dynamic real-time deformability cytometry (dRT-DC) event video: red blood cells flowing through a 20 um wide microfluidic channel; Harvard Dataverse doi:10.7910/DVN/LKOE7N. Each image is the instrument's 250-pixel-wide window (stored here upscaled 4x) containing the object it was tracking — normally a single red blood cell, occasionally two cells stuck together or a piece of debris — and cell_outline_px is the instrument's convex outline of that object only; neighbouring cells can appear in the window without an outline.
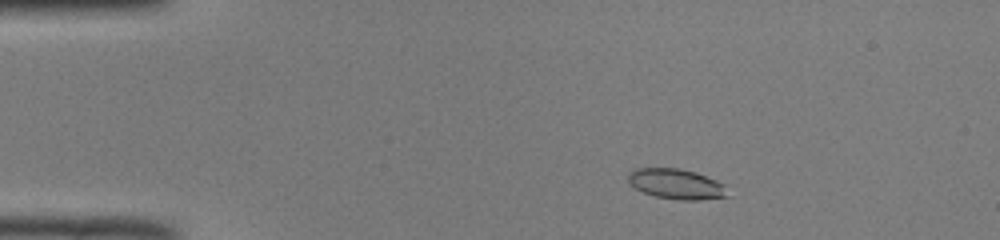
{"species": "common noctule bat (a hibernating species)", "species_latin": "Nyctalus noctula", "temperature_condition": "room temperature", "stored_images_in_passage": 43, "camera_frame_rate_fps": 3000, "um_per_image_px": 0.085, "animal": {"sex": "male", "body_mass_g": 19.0, "forearm_length_mm": 50.8}, "frame": {"image": 1, "passage_image": 1, "time_ms": 0.0, "image_size_px": [1000, 240], "cell_outline_px": [[728, 196], [696, 200], [680, 200], [656, 196], [644, 192], [636, 188], [628, 180], [628, 176], [636, 168], [676, 168], [696, 172], [724, 184]], "centroid_in_image_um": [57.5, 15.64], "position_along_channel_um": 27.5, "area_um2": 17.11}}
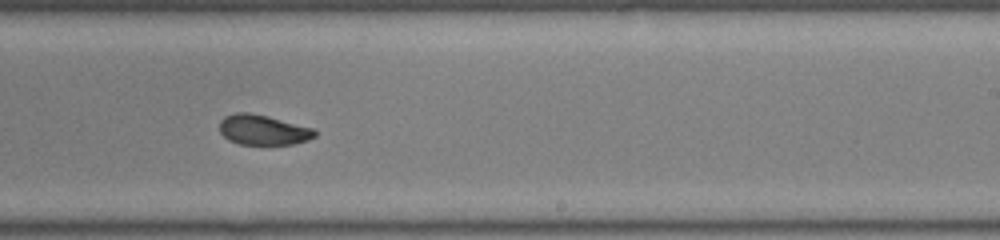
{"frame": {"image": 2, "passage_image": 24, "time_ms": 7.667, "image_size_px": [1000, 240], "cell_outline_px": [[316, 136], [308, 140], [292, 144], [240, 144], [228, 140], [220, 132], [220, 120], [224, 116], [236, 112], [248, 112], [268, 116], [316, 128]], "centroid_in_image_um": [22.38, 11.03], "position_along_channel_um": 266.6, "area_um2": 16.88}}
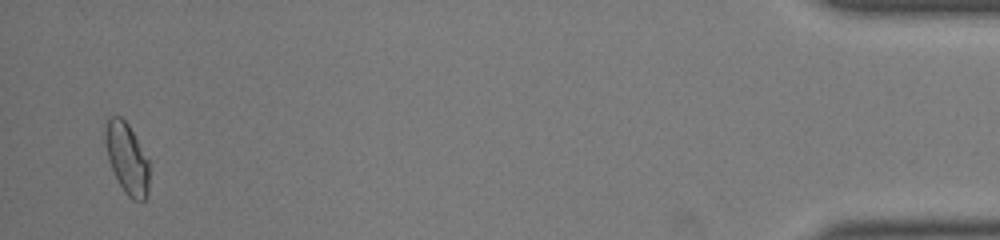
{"frame": {"image": 3, "passage_image": 42, "time_ms": 13.667, "image_size_px": [1000, 240], "cell_outline_px": [[148, 196], [144, 200], [132, 200], [124, 192], [108, 160], [104, 136], [108, 120], [112, 116], [120, 116], [128, 124], [148, 160]], "centroid_in_image_um": [10.79, 13.49], "position_along_channel_um": 424.4, "area_um2": 17.74}, "authors_computed_cell_mechanics": {"area_um2": 17.4556, "velocity_mm_per_s": 3.9893, "shape_relaxation_time_tau1_ms": 6.5419, "shape_relaxation_time_tau2_ms": 1.8737, "deformation_change_tau1": 0.1925, "deformation_change_tau2": 0.0613}}